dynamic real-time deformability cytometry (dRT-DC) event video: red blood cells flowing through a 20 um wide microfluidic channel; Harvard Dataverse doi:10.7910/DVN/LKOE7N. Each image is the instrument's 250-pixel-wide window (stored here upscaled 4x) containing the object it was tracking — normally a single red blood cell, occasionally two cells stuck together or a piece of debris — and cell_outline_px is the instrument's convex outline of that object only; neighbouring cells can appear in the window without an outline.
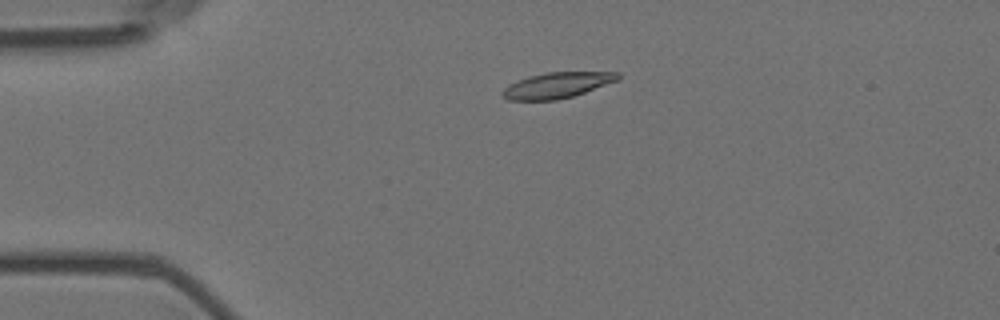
{"species": "Egyptian fruit bat (a non-hibernating species)", "species_latin": "Rousettus aegyptiacus", "temperature_condition": "room temperature", "stored_images_in_passage": 45, "camera_frame_rate_fps": 3000, "um_per_image_px": 0.085, "animal": {"sex": "female"}, "frame": {"image": 1, "passage_image": 1, "time_ms": 0.0, "image_size_px": [1000, 320], "cell_outline_px": [[620, 80], [572, 96], [556, 100], [508, 100], [500, 96], [500, 92], [508, 84], [532, 76], [548, 72], [620, 72]], "centroid_in_image_um": [47.35, 7.25], "position_along_channel_um": 37.7, "area_um2": 17.22}}
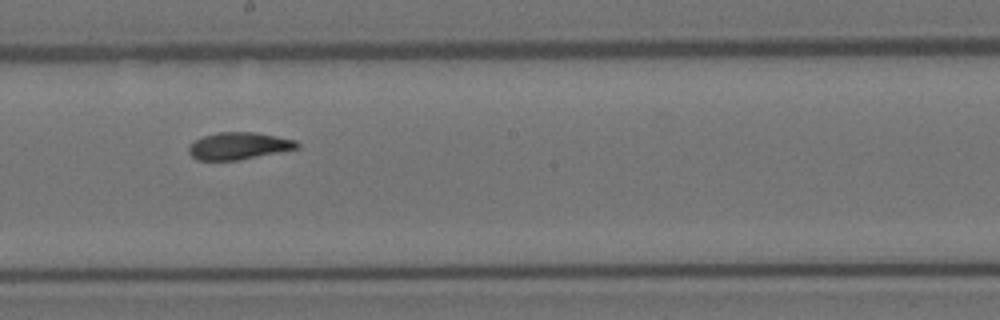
{"frame": {"image": 2, "passage_image": 20, "time_ms": 6.333, "image_size_px": [1000, 320], "cell_outline_px": [[300, 148], [236, 160], [196, 160], [188, 152], [188, 144], [204, 136], [220, 132], [256, 132], [296, 140], [300, 144]], "centroid_in_image_um": [20.29, 12.4], "position_along_channel_um": 227.9, "area_um2": 17.05}}
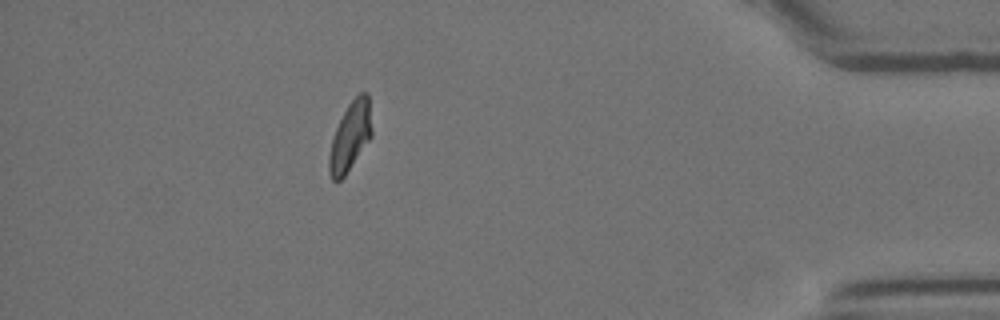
{"frame": {"image": 3, "passage_image": 39, "time_ms": 12.667, "image_size_px": [1000, 320], "cell_outline_px": [[372, 136], [344, 176], [340, 180], [332, 180], [328, 172], [328, 156], [332, 140], [336, 128], [348, 104], [360, 92], [368, 92], [372, 132]], "centroid_in_image_um": [29.76, 11.6], "position_along_channel_um": 405.4, "area_um2": 16.94}, "authors_computed_cell_mechanics": {"area_um2": 17.2244, "velocity_mm_per_s": 3.5563, "shape_relaxation_time_tau1_ms": 6.3515, "shape_relaxation_time_tau2_ms": 1.9494, "deformation_change_tau1": 0.1854, "deformation_change_tau2": 0.0735}}